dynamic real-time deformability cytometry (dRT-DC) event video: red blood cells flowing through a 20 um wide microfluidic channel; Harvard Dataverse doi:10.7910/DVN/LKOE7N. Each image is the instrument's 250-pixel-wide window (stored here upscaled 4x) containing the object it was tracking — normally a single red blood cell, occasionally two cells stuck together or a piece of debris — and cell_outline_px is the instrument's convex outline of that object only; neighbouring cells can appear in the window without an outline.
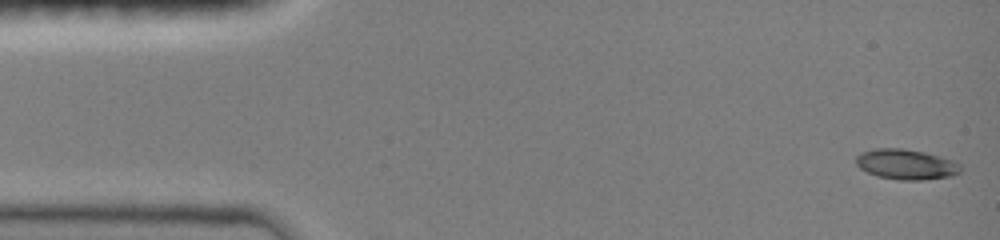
{"species": "common noctule bat (a hibernating species)", "species_latin": "Nyctalus noctula", "temperature_condition": "room temperature", "stored_images_in_passage": 3, "camera_frame_rate_fps": 3000, "um_per_image_px": 0.085, "animal": {"sex": "female", "body_mass_g": 19.0, "forearm_length_mm": 51.5}, "frame": {"image": 1, "passage_image": 1, "time_ms": 0.0, "image_size_px": [1000, 240], "cell_outline_px": [[960, 172], [952, 176], [920, 180], [900, 180], [876, 176], [860, 168], [856, 164], [856, 156], [860, 152], [876, 148], [904, 148], [924, 152], [940, 156], [952, 160], [960, 164]], "centroid_in_image_um": [77.0, 13.96], "position_along_channel_um": 8.0, "area_um2": 18.5}}